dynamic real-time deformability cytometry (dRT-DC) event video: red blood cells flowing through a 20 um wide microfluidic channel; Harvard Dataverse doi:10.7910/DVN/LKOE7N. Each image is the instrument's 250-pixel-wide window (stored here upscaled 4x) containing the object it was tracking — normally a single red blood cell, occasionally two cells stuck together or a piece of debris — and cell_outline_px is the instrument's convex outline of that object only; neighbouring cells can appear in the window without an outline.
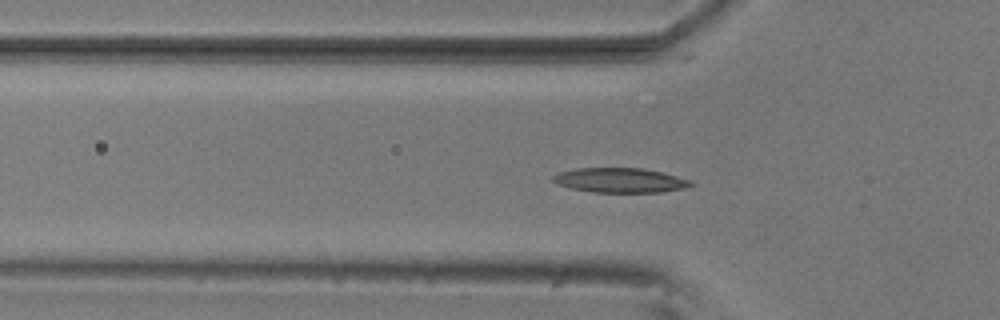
{"species": "common noctule bat (a hibernating species)", "species_latin": "Nyctalus noctula", "temperature_condition": "room temperature", "stored_images_in_passage": 56, "camera_frame_rate_fps": 3000, "um_per_image_px": 0.085, "animal": {"sex": "male", "body_mass_g": 20.5, "forearm_length_mm": 52.5}, "frame": {"image": 1, "passage_image": 18, "time_ms": 5.667, "image_size_px": [1000, 320], "cell_outline_px": [[696, 184], [684, 188], [660, 192], [592, 192], [572, 188], [556, 184], [552, 180], [552, 176], [560, 172], [576, 168], [640, 168], [660, 172], [676, 176], [688, 180]], "centroid_in_image_um": [52.67, 15.32], "position_along_channel_um": 73.1, "area_um2": 19.59}}
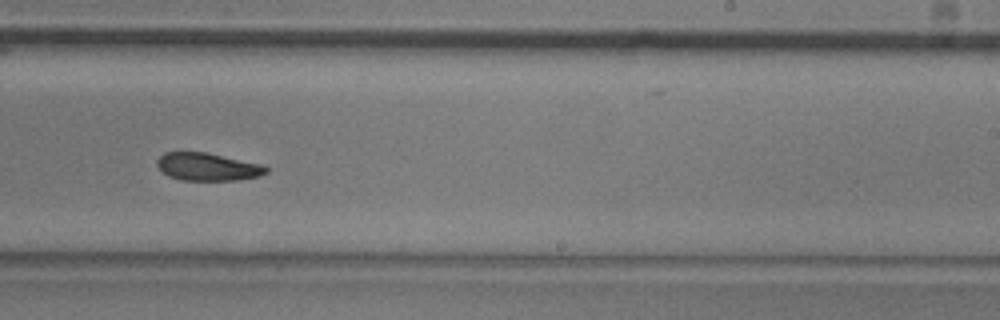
{"frame": {"image": 2, "passage_image": 34, "time_ms": 11.0, "image_size_px": [1000, 320], "cell_outline_px": [[268, 172], [260, 176], [236, 180], [180, 180], [168, 176], [156, 164], [156, 160], [164, 152], [204, 152], [260, 164], [268, 168]], "centroid_in_image_um": [17.62, 14.18], "position_along_channel_um": 271.4, "area_um2": 17.46}}
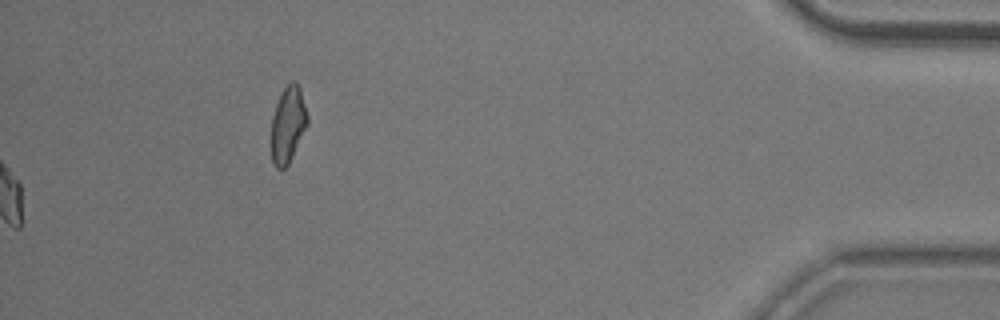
{"frame": {"image": 3, "passage_image": 56, "time_ms": 18.333, "image_size_px": [1000, 320], "cell_outline_px": [[308, 124], [288, 164], [284, 168], [276, 168], [272, 164], [272, 116], [280, 92], [292, 80], [296, 80], [300, 88], [308, 116]], "centroid_in_image_um": [24.48, 10.55], "position_along_channel_um": 410.7, "area_um2": 16.01}, "authors_computed_cell_mechanics": {"area_um2": 18.7272, "velocity_mm_per_s": 3.7071, "shape_relaxation_time_tau1_ms": 4.5593, "shape_relaxation_time_tau2_ms": null, "deformation_change_tau1": 0.14, "deformation_change_tau2": null}}